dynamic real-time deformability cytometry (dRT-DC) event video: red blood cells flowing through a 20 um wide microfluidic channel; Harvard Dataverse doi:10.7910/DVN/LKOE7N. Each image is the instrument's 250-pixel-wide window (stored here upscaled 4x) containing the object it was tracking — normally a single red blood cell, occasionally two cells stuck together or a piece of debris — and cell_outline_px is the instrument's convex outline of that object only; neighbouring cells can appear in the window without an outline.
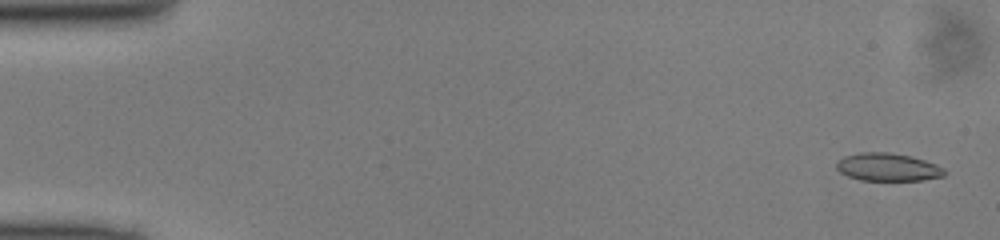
{"species": "common noctule bat (a hibernating species)", "species_latin": "Nyctalus noctula", "temperature_condition": "cold", "stored_images_in_passage": 49, "camera_frame_rate_fps": 3000, "um_per_image_px": 0.085, "animal": {"sex": "male", "body_mass_g": 13.0, "forearm_length_mm": 53.1}, "frame": {"image": 1, "passage_image": 2, "time_ms": 0.333, "image_size_px": [1000, 240], "cell_outline_px": [[948, 172], [944, 176], [924, 180], [860, 180], [848, 176], [840, 172], [836, 168], [836, 160], [844, 156], [856, 152], [892, 152], [924, 160], [936, 164], [944, 168]], "centroid_in_image_um": [75.45, 14.2], "position_along_channel_um": 9.6, "area_um2": 17.74}}
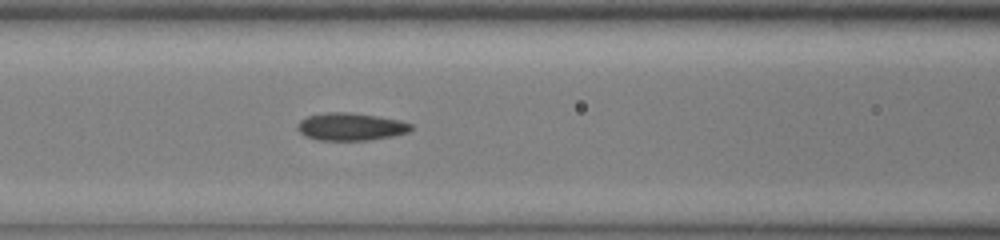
{"frame": {"image": 2, "passage_image": 21, "time_ms": 6.667, "image_size_px": [1000, 240], "cell_outline_px": [[412, 128], [408, 132], [392, 136], [368, 140], [316, 140], [300, 132], [296, 128], [296, 124], [300, 120], [308, 116], [324, 112], [348, 112], [376, 116], [400, 120], [412, 124]], "centroid_in_image_um": [29.79, 10.76], "position_along_channel_um": 136.8, "area_um2": 18.21}}
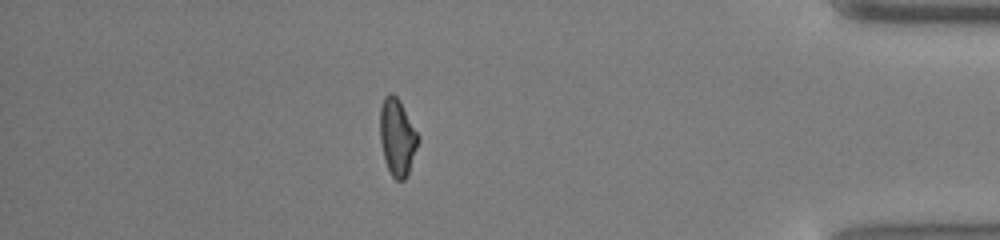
{"frame": {"image": 3, "passage_image": 43, "time_ms": 14.0, "image_size_px": [1000, 240], "cell_outline_px": [[420, 140], [408, 176], [404, 180], [396, 180], [392, 176], [384, 160], [380, 140], [380, 108], [384, 96], [388, 92], [392, 92], [400, 100], [420, 136]], "centroid_in_image_um": [33.78, 11.65], "position_along_channel_um": 401.4, "area_um2": 17.51}}